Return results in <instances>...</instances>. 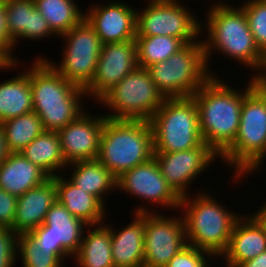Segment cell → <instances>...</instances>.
<instances>
[{
    "label": "cell",
    "instance_id": "38",
    "mask_svg": "<svg viewBox=\"0 0 266 267\" xmlns=\"http://www.w3.org/2000/svg\"><path fill=\"white\" fill-rule=\"evenodd\" d=\"M238 267H266V251L253 259L241 263Z\"/></svg>",
    "mask_w": 266,
    "mask_h": 267
},
{
    "label": "cell",
    "instance_id": "17",
    "mask_svg": "<svg viewBox=\"0 0 266 267\" xmlns=\"http://www.w3.org/2000/svg\"><path fill=\"white\" fill-rule=\"evenodd\" d=\"M106 116L81 113L75 120L58 130L63 156L67 164L97 159Z\"/></svg>",
    "mask_w": 266,
    "mask_h": 267
},
{
    "label": "cell",
    "instance_id": "8",
    "mask_svg": "<svg viewBox=\"0 0 266 267\" xmlns=\"http://www.w3.org/2000/svg\"><path fill=\"white\" fill-rule=\"evenodd\" d=\"M154 152H178L203 143L199 111L193 97L166 98L149 120Z\"/></svg>",
    "mask_w": 266,
    "mask_h": 267
},
{
    "label": "cell",
    "instance_id": "34",
    "mask_svg": "<svg viewBox=\"0 0 266 267\" xmlns=\"http://www.w3.org/2000/svg\"><path fill=\"white\" fill-rule=\"evenodd\" d=\"M212 256L215 258L214 255L188 244L165 267H211L206 259L213 258Z\"/></svg>",
    "mask_w": 266,
    "mask_h": 267
},
{
    "label": "cell",
    "instance_id": "24",
    "mask_svg": "<svg viewBox=\"0 0 266 267\" xmlns=\"http://www.w3.org/2000/svg\"><path fill=\"white\" fill-rule=\"evenodd\" d=\"M49 176L20 152L8 153L0 163V188L20 197L29 189L42 184Z\"/></svg>",
    "mask_w": 266,
    "mask_h": 267
},
{
    "label": "cell",
    "instance_id": "14",
    "mask_svg": "<svg viewBox=\"0 0 266 267\" xmlns=\"http://www.w3.org/2000/svg\"><path fill=\"white\" fill-rule=\"evenodd\" d=\"M138 67L135 40L102 45L95 74L85 93L98 101L126 75Z\"/></svg>",
    "mask_w": 266,
    "mask_h": 267
},
{
    "label": "cell",
    "instance_id": "31",
    "mask_svg": "<svg viewBox=\"0 0 266 267\" xmlns=\"http://www.w3.org/2000/svg\"><path fill=\"white\" fill-rule=\"evenodd\" d=\"M138 67L147 68L150 65L164 62L186 44L172 36H136Z\"/></svg>",
    "mask_w": 266,
    "mask_h": 267
},
{
    "label": "cell",
    "instance_id": "35",
    "mask_svg": "<svg viewBox=\"0 0 266 267\" xmlns=\"http://www.w3.org/2000/svg\"><path fill=\"white\" fill-rule=\"evenodd\" d=\"M17 251L18 233L12 228L0 227V267H13L18 260Z\"/></svg>",
    "mask_w": 266,
    "mask_h": 267
},
{
    "label": "cell",
    "instance_id": "11",
    "mask_svg": "<svg viewBox=\"0 0 266 267\" xmlns=\"http://www.w3.org/2000/svg\"><path fill=\"white\" fill-rule=\"evenodd\" d=\"M146 2L148 4L143 11L136 10V36H172L181 39L185 44L200 37L202 22L179 0Z\"/></svg>",
    "mask_w": 266,
    "mask_h": 267
},
{
    "label": "cell",
    "instance_id": "40",
    "mask_svg": "<svg viewBox=\"0 0 266 267\" xmlns=\"http://www.w3.org/2000/svg\"><path fill=\"white\" fill-rule=\"evenodd\" d=\"M8 150L6 148L5 138L3 134V130L0 126V163L5 159L8 154Z\"/></svg>",
    "mask_w": 266,
    "mask_h": 267
},
{
    "label": "cell",
    "instance_id": "36",
    "mask_svg": "<svg viewBox=\"0 0 266 267\" xmlns=\"http://www.w3.org/2000/svg\"><path fill=\"white\" fill-rule=\"evenodd\" d=\"M14 48L13 41L8 31L6 9L3 2L0 3V58L5 63L19 62L18 58L14 57V54H12Z\"/></svg>",
    "mask_w": 266,
    "mask_h": 267
},
{
    "label": "cell",
    "instance_id": "15",
    "mask_svg": "<svg viewBox=\"0 0 266 267\" xmlns=\"http://www.w3.org/2000/svg\"><path fill=\"white\" fill-rule=\"evenodd\" d=\"M153 157L167 184L181 198L190 195L187 188L219 156L203 142L185 151L154 152Z\"/></svg>",
    "mask_w": 266,
    "mask_h": 267
},
{
    "label": "cell",
    "instance_id": "32",
    "mask_svg": "<svg viewBox=\"0 0 266 267\" xmlns=\"http://www.w3.org/2000/svg\"><path fill=\"white\" fill-rule=\"evenodd\" d=\"M17 254L22 256L24 267H63V260L55 252L41 250L29 234H18Z\"/></svg>",
    "mask_w": 266,
    "mask_h": 267
},
{
    "label": "cell",
    "instance_id": "20",
    "mask_svg": "<svg viewBox=\"0 0 266 267\" xmlns=\"http://www.w3.org/2000/svg\"><path fill=\"white\" fill-rule=\"evenodd\" d=\"M264 251H266V235L250 215L243 214L235 222L228 246L221 257L225 259L226 267H238Z\"/></svg>",
    "mask_w": 266,
    "mask_h": 267
},
{
    "label": "cell",
    "instance_id": "10",
    "mask_svg": "<svg viewBox=\"0 0 266 267\" xmlns=\"http://www.w3.org/2000/svg\"><path fill=\"white\" fill-rule=\"evenodd\" d=\"M60 37L65 40L62 61L45 60L67 81L85 89L95 74L103 43L85 19Z\"/></svg>",
    "mask_w": 266,
    "mask_h": 267
},
{
    "label": "cell",
    "instance_id": "28",
    "mask_svg": "<svg viewBox=\"0 0 266 267\" xmlns=\"http://www.w3.org/2000/svg\"><path fill=\"white\" fill-rule=\"evenodd\" d=\"M90 227L93 230H85L89 234H83L80 249L74 260L76 259L79 267H114L110 228L104 223Z\"/></svg>",
    "mask_w": 266,
    "mask_h": 267
},
{
    "label": "cell",
    "instance_id": "22",
    "mask_svg": "<svg viewBox=\"0 0 266 267\" xmlns=\"http://www.w3.org/2000/svg\"><path fill=\"white\" fill-rule=\"evenodd\" d=\"M134 216L118 232L108 226L114 267H144L145 212H135Z\"/></svg>",
    "mask_w": 266,
    "mask_h": 267
},
{
    "label": "cell",
    "instance_id": "13",
    "mask_svg": "<svg viewBox=\"0 0 266 267\" xmlns=\"http://www.w3.org/2000/svg\"><path fill=\"white\" fill-rule=\"evenodd\" d=\"M84 227L90 228L56 200L47 212L43 224L28 234L41 250L55 252L62 260H65L78 253L85 231Z\"/></svg>",
    "mask_w": 266,
    "mask_h": 267
},
{
    "label": "cell",
    "instance_id": "30",
    "mask_svg": "<svg viewBox=\"0 0 266 267\" xmlns=\"http://www.w3.org/2000/svg\"><path fill=\"white\" fill-rule=\"evenodd\" d=\"M9 153L22 151L45 129L38 114L30 112L0 123Z\"/></svg>",
    "mask_w": 266,
    "mask_h": 267
},
{
    "label": "cell",
    "instance_id": "25",
    "mask_svg": "<svg viewBox=\"0 0 266 267\" xmlns=\"http://www.w3.org/2000/svg\"><path fill=\"white\" fill-rule=\"evenodd\" d=\"M33 111L30 68L0 83V123Z\"/></svg>",
    "mask_w": 266,
    "mask_h": 267
},
{
    "label": "cell",
    "instance_id": "7",
    "mask_svg": "<svg viewBox=\"0 0 266 267\" xmlns=\"http://www.w3.org/2000/svg\"><path fill=\"white\" fill-rule=\"evenodd\" d=\"M203 41L186 44L166 61L148 66L157 89L165 98L192 97L212 76Z\"/></svg>",
    "mask_w": 266,
    "mask_h": 267
},
{
    "label": "cell",
    "instance_id": "42",
    "mask_svg": "<svg viewBox=\"0 0 266 267\" xmlns=\"http://www.w3.org/2000/svg\"><path fill=\"white\" fill-rule=\"evenodd\" d=\"M260 82H262L264 86L266 87V75L260 80Z\"/></svg>",
    "mask_w": 266,
    "mask_h": 267
},
{
    "label": "cell",
    "instance_id": "9",
    "mask_svg": "<svg viewBox=\"0 0 266 267\" xmlns=\"http://www.w3.org/2000/svg\"><path fill=\"white\" fill-rule=\"evenodd\" d=\"M165 99L148 70L137 67L98 102L113 111L109 119L149 121Z\"/></svg>",
    "mask_w": 266,
    "mask_h": 267
},
{
    "label": "cell",
    "instance_id": "1",
    "mask_svg": "<svg viewBox=\"0 0 266 267\" xmlns=\"http://www.w3.org/2000/svg\"><path fill=\"white\" fill-rule=\"evenodd\" d=\"M247 88L238 92L212 76L192 96L199 111V130L203 142L220 156L235 140L244 97L260 82L253 75Z\"/></svg>",
    "mask_w": 266,
    "mask_h": 267
},
{
    "label": "cell",
    "instance_id": "41",
    "mask_svg": "<svg viewBox=\"0 0 266 267\" xmlns=\"http://www.w3.org/2000/svg\"><path fill=\"white\" fill-rule=\"evenodd\" d=\"M265 75H266V60H265L264 68L262 70V75L258 78V80L260 81Z\"/></svg>",
    "mask_w": 266,
    "mask_h": 267
},
{
    "label": "cell",
    "instance_id": "16",
    "mask_svg": "<svg viewBox=\"0 0 266 267\" xmlns=\"http://www.w3.org/2000/svg\"><path fill=\"white\" fill-rule=\"evenodd\" d=\"M116 189L129 193L130 197L160 204L171 210L179 209L180 197L167 184L154 157L124 172L116 179Z\"/></svg>",
    "mask_w": 266,
    "mask_h": 267
},
{
    "label": "cell",
    "instance_id": "2",
    "mask_svg": "<svg viewBox=\"0 0 266 267\" xmlns=\"http://www.w3.org/2000/svg\"><path fill=\"white\" fill-rule=\"evenodd\" d=\"M237 7L220 1L215 2L208 11L205 21L207 26L204 28L208 32V38L202 40L208 67L211 53L217 50L222 55L246 65L253 73L257 72L253 77L258 79L262 75L266 56L255 43L244 10L240 6Z\"/></svg>",
    "mask_w": 266,
    "mask_h": 267
},
{
    "label": "cell",
    "instance_id": "29",
    "mask_svg": "<svg viewBox=\"0 0 266 267\" xmlns=\"http://www.w3.org/2000/svg\"><path fill=\"white\" fill-rule=\"evenodd\" d=\"M36 9L58 36L78 26L85 19L74 0H34Z\"/></svg>",
    "mask_w": 266,
    "mask_h": 267
},
{
    "label": "cell",
    "instance_id": "26",
    "mask_svg": "<svg viewBox=\"0 0 266 267\" xmlns=\"http://www.w3.org/2000/svg\"><path fill=\"white\" fill-rule=\"evenodd\" d=\"M20 153L27 160L41 168L49 177L59 175L60 171L58 170L63 169L65 171L64 169L68 167L62 153L57 131L45 130Z\"/></svg>",
    "mask_w": 266,
    "mask_h": 267
},
{
    "label": "cell",
    "instance_id": "37",
    "mask_svg": "<svg viewBox=\"0 0 266 267\" xmlns=\"http://www.w3.org/2000/svg\"><path fill=\"white\" fill-rule=\"evenodd\" d=\"M18 197L0 188V227L12 228Z\"/></svg>",
    "mask_w": 266,
    "mask_h": 267
},
{
    "label": "cell",
    "instance_id": "33",
    "mask_svg": "<svg viewBox=\"0 0 266 267\" xmlns=\"http://www.w3.org/2000/svg\"><path fill=\"white\" fill-rule=\"evenodd\" d=\"M249 28L259 50L266 56V2L247 0L241 3Z\"/></svg>",
    "mask_w": 266,
    "mask_h": 267
},
{
    "label": "cell",
    "instance_id": "3",
    "mask_svg": "<svg viewBox=\"0 0 266 267\" xmlns=\"http://www.w3.org/2000/svg\"><path fill=\"white\" fill-rule=\"evenodd\" d=\"M44 58L36 57L30 68L33 112L38 114L46 131H58L84 112L81 100L87 95Z\"/></svg>",
    "mask_w": 266,
    "mask_h": 267
},
{
    "label": "cell",
    "instance_id": "5",
    "mask_svg": "<svg viewBox=\"0 0 266 267\" xmlns=\"http://www.w3.org/2000/svg\"><path fill=\"white\" fill-rule=\"evenodd\" d=\"M196 194L195 198L187 195L180 199L187 243L221 258L240 214L227 210L207 191Z\"/></svg>",
    "mask_w": 266,
    "mask_h": 267
},
{
    "label": "cell",
    "instance_id": "39",
    "mask_svg": "<svg viewBox=\"0 0 266 267\" xmlns=\"http://www.w3.org/2000/svg\"><path fill=\"white\" fill-rule=\"evenodd\" d=\"M263 205L256 213L250 216L258 223L266 235V202Z\"/></svg>",
    "mask_w": 266,
    "mask_h": 267
},
{
    "label": "cell",
    "instance_id": "18",
    "mask_svg": "<svg viewBox=\"0 0 266 267\" xmlns=\"http://www.w3.org/2000/svg\"><path fill=\"white\" fill-rule=\"evenodd\" d=\"M107 4V5H106ZM136 9L128 4L111 1L95 5L85 13V20L102 43L125 42L136 37Z\"/></svg>",
    "mask_w": 266,
    "mask_h": 267
},
{
    "label": "cell",
    "instance_id": "21",
    "mask_svg": "<svg viewBox=\"0 0 266 267\" xmlns=\"http://www.w3.org/2000/svg\"><path fill=\"white\" fill-rule=\"evenodd\" d=\"M4 4L8 31L14 47L19 39L37 41L52 35L56 36L45 18L36 9L34 0H6Z\"/></svg>",
    "mask_w": 266,
    "mask_h": 267
},
{
    "label": "cell",
    "instance_id": "19",
    "mask_svg": "<svg viewBox=\"0 0 266 267\" xmlns=\"http://www.w3.org/2000/svg\"><path fill=\"white\" fill-rule=\"evenodd\" d=\"M56 200V176L26 191L18 197L13 230L18 234H28L41 226Z\"/></svg>",
    "mask_w": 266,
    "mask_h": 267
},
{
    "label": "cell",
    "instance_id": "27",
    "mask_svg": "<svg viewBox=\"0 0 266 267\" xmlns=\"http://www.w3.org/2000/svg\"><path fill=\"white\" fill-rule=\"evenodd\" d=\"M67 166H74L69 180L78 188L97 197L103 204L106 194L109 195L108 193L116 189V178L97 159L77 161Z\"/></svg>",
    "mask_w": 266,
    "mask_h": 267
},
{
    "label": "cell",
    "instance_id": "4",
    "mask_svg": "<svg viewBox=\"0 0 266 267\" xmlns=\"http://www.w3.org/2000/svg\"><path fill=\"white\" fill-rule=\"evenodd\" d=\"M219 157L233 167L236 181L262 169L266 157V87L262 82L244 97L236 138Z\"/></svg>",
    "mask_w": 266,
    "mask_h": 267
},
{
    "label": "cell",
    "instance_id": "12",
    "mask_svg": "<svg viewBox=\"0 0 266 267\" xmlns=\"http://www.w3.org/2000/svg\"><path fill=\"white\" fill-rule=\"evenodd\" d=\"M134 212H145L144 267H165L188 245L182 216L168 218L143 205Z\"/></svg>",
    "mask_w": 266,
    "mask_h": 267
},
{
    "label": "cell",
    "instance_id": "23",
    "mask_svg": "<svg viewBox=\"0 0 266 267\" xmlns=\"http://www.w3.org/2000/svg\"><path fill=\"white\" fill-rule=\"evenodd\" d=\"M56 199L74 217L88 226L104 222L105 205L97 197L78 188L69 178L66 180L63 174L56 176Z\"/></svg>",
    "mask_w": 266,
    "mask_h": 267
},
{
    "label": "cell",
    "instance_id": "6",
    "mask_svg": "<svg viewBox=\"0 0 266 267\" xmlns=\"http://www.w3.org/2000/svg\"><path fill=\"white\" fill-rule=\"evenodd\" d=\"M153 154V134L149 121L106 118L97 160L116 179L150 160Z\"/></svg>",
    "mask_w": 266,
    "mask_h": 267
}]
</instances>
